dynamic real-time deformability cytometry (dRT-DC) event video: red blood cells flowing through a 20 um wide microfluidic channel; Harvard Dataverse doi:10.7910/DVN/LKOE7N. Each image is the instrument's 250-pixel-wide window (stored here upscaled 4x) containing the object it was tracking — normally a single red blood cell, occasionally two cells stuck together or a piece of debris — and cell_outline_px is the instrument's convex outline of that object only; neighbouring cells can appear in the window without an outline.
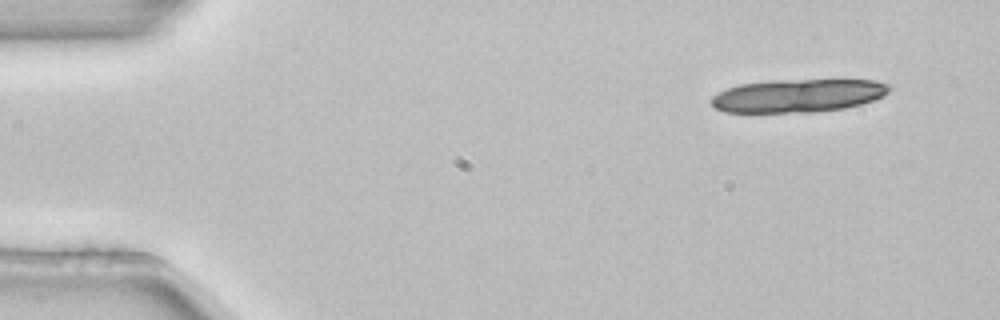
{"species": "common noctule bat (a hibernating species)", "species_latin": "Nyctalus noctula", "temperature_condition": "room temperature", "stored_images_in_passage": 3, "camera_frame_rate_fps": 3000, "um_per_image_px": 0.085, "animal": {"sex": "female", "body_mass_g": 22.7, "forearm_length_mm": 54.2}, "frame": {"image": 1, "passage_image": 1, "time_ms": 0.0, "image_size_px": [1000, 320], "cell_outline_px": [[892, 88], [884, 96], [860, 104], [844, 108], [816, 112], [724, 112], [716, 108], [712, 104], [712, 96], [728, 88], [740, 84], [772, 80], [876, 80], [888, 84]], "centroid_in_image_um": [67.86, 8.13], "position_along_channel_um": 17.1, "area_um2": 34.28}}
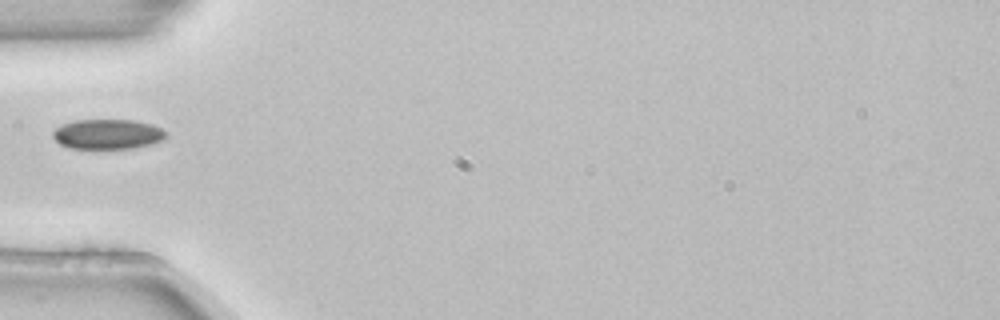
{"frame": {"image": 2, "passage_image": 3, "time_ms": 0.667, "image_size_px": [1000, 320], "cell_outline_px": [[164, 140], [152, 144], [132, 148], [68, 148], [60, 144], [52, 136], [52, 132], [56, 128], [64, 124], [76, 120], [132, 120], [152, 124], [160, 128], [164, 132]], "centroid_in_image_um": [9.13, 11.4], "position_along_channel_um": 75.9, "area_um2": 19.54}}